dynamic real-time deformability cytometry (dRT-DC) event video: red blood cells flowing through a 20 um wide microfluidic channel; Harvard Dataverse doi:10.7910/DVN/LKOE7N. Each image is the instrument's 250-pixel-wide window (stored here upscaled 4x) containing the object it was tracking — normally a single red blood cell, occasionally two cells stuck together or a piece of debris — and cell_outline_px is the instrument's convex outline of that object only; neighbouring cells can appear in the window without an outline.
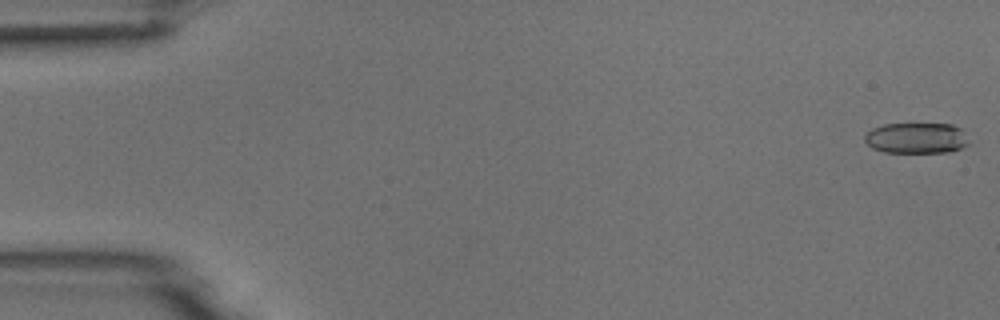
{"species": "common noctule bat (a hibernating species)", "species_latin": "Nyctalus noctula", "temperature_condition": "room temperature", "stored_images_in_passage": 4, "camera_frame_rate_fps": 3000, "um_per_image_px": 0.085, "animal": {"sex": "male", "body_mass_g": 18.8}, "frame": {"image": 1, "passage_image": 1, "time_ms": 0.0, "image_size_px": [1000, 320], "cell_outline_px": [[968, 144], [960, 148], [948, 152], [884, 152], [872, 148], [864, 140], [864, 136], [872, 128], [884, 124], [952, 124], [964, 128]], "centroid_in_image_um": [77.91, 11.72], "position_along_channel_um": 7.1, "area_um2": 18.73}}
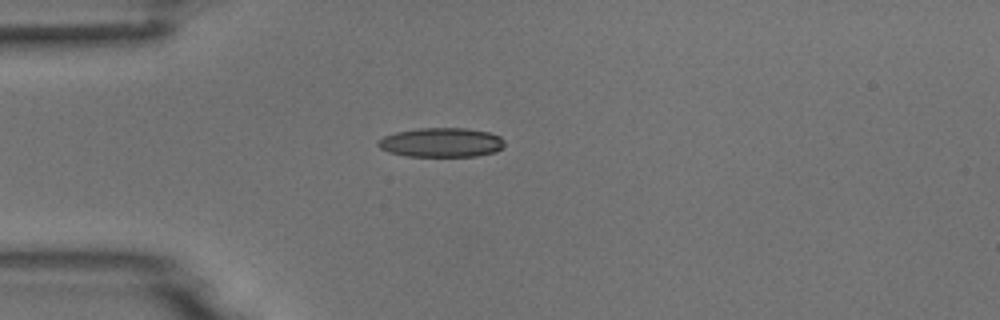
{"frame": {"image": 2, "passage_image": 4, "time_ms": 1.0, "image_size_px": [1000, 320], "cell_outline_px": [[504, 148], [496, 152], [476, 156], [408, 156], [388, 152], [380, 148], [376, 144], [376, 140], [384, 136], [396, 132], [420, 128], [464, 128], [488, 132], [500, 136], [504, 140]], "centroid_in_image_um": [37.51, 12.11], "position_along_channel_um": 47.5, "area_um2": 21.73}}